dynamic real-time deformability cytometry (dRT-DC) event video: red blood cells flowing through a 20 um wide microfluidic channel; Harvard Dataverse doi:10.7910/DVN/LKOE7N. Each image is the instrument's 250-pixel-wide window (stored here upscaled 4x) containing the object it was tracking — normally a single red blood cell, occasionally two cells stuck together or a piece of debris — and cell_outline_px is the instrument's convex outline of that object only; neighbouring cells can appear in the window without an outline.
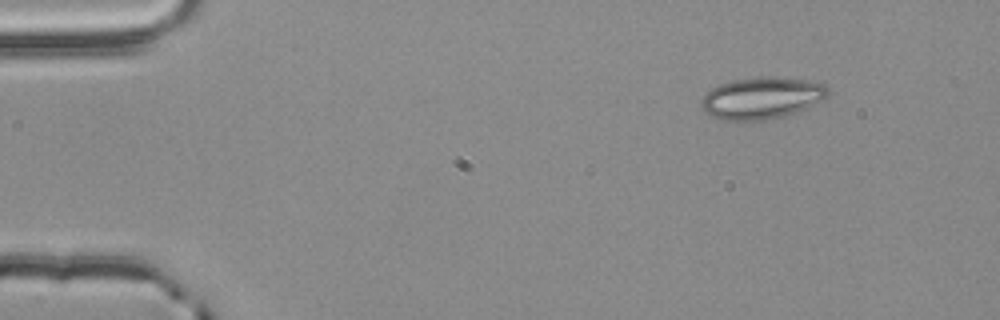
{"species": "common noctule bat (a hibernating species)", "species_latin": "Nyctalus noctula", "temperature_condition": "room temperature", "stored_images_in_passage": 49, "camera_frame_rate_fps": 3000, "um_per_image_px": 0.085, "animal": {"sex": "male", "body_mass_g": 20.4}, "frame": {"image": 1, "passage_image": 1, "time_ms": 0.0, "image_size_px": [1000, 320], "cell_outline_px": [[832, 92], [820, 100], [796, 112], [784, 116], [764, 120], [720, 120], [704, 112], [700, 108], [700, 100], [712, 88], [720, 84], [732, 80], [756, 76], [768, 76], [808, 80], [824, 84]], "centroid_in_image_um": [64.71, 8.32], "position_along_channel_um": 20.3, "area_um2": 30.92}}
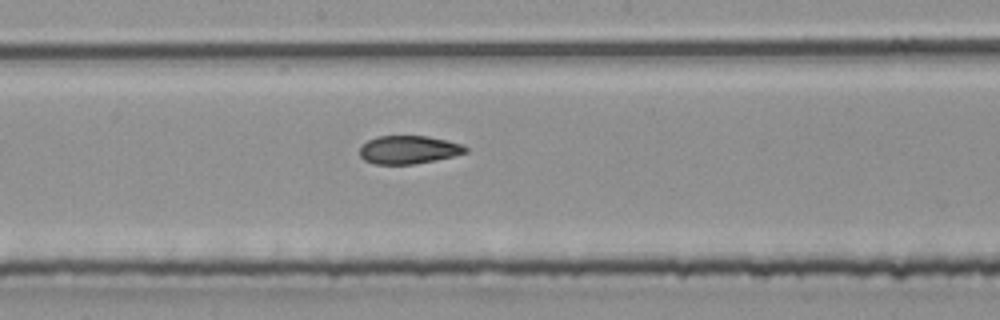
{"frame": {"image": 2, "passage_image": 24, "time_ms": 7.667, "image_size_px": [1000, 320], "cell_outline_px": [[468, 152], [436, 160], [412, 164], [372, 164], [364, 160], [360, 156], [360, 148], [368, 140], [376, 136], [428, 136], [448, 140], [464, 144], [468, 148]], "centroid_in_image_um": [34.75, 12.72], "position_along_channel_um": 213.4, "area_um2": 17.51}}
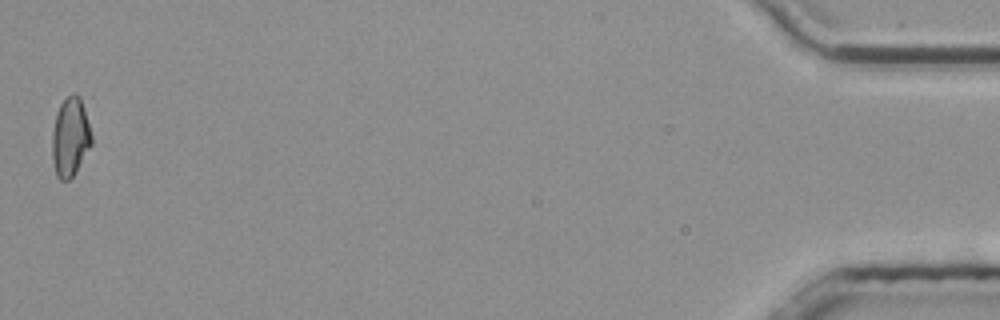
{"frame": {"image": 3, "passage_image": 49, "time_ms": 16.0, "image_size_px": [1000, 320], "cell_outline_px": [[92, 144], [76, 172], [68, 180], [60, 180], [56, 176], [52, 156], [52, 132], [56, 112], [60, 104], [72, 92], [76, 92], [80, 96], [92, 136]], "centroid_in_image_um": [5.96, 11.65], "position_along_channel_um": 429.2, "area_um2": 18.21}, "authors_computed_cell_mechanics": {"area_um2": 18.207, "velocity_mm_per_s": 3.786, "shape_relaxation_time_tau1_ms": null, "shape_relaxation_time_tau2_ms": 3.14, "deformation_change_tau1": null, "deformation_change_tau2": 0.0907}}